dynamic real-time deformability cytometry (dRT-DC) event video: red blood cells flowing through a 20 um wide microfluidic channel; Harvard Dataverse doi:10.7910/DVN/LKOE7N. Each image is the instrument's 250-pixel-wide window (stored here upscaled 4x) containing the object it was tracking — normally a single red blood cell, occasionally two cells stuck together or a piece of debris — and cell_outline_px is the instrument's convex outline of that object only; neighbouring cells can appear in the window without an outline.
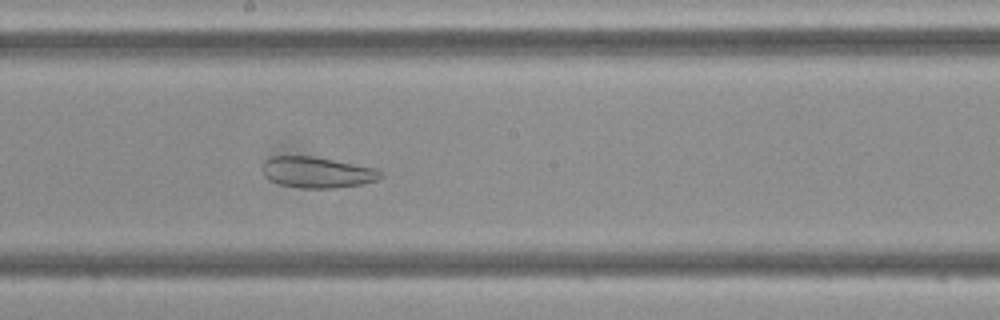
{"species": "Egyptian fruit bat (a non-hibernating species)", "species_latin": "Rousettus aegyptiacus", "temperature_condition": "cold", "stored_images_in_passage": 48, "camera_frame_rate_fps": 3000, "um_per_image_px": 0.085, "frame": {"image": 1, "passage_image": 26, "time_ms": 8.333, "image_size_px": [1000, 320], "cell_outline_px": [[384, 176], [380, 180], [360, 184], [336, 188], [300, 188], [280, 184], [264, 176], [264, 160], [272, 156], [316, 156], [376, 168]], "centroid_in_image_um": [27.0, 14.64], "position_along_channel_um": 221.2, "area_um2": 21.39}}
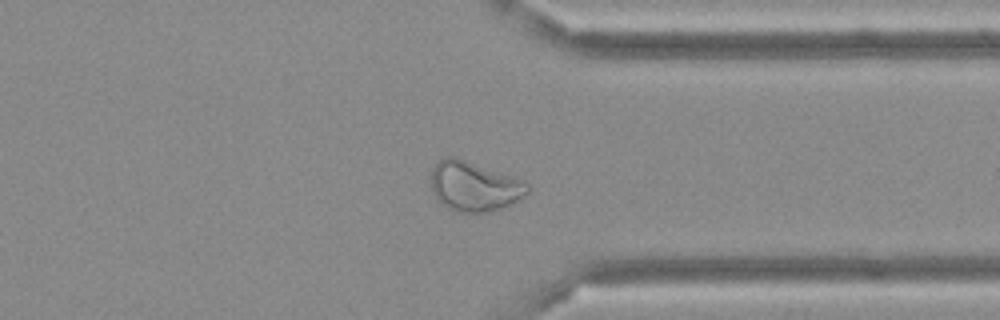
{"frame": {"image": 2, "passage_image": 37, "time_ms": 12.0, "image_size_px": [1000, 320], "cell_outline_px": [[532, 188], [528, 192], [504, 208], [488, 212], [456, 212], [440, 204], [432, 192], [432, 168], [444, 156], [456, 156], [524, 180]], "centroid_in_image_um": [40.3, 15.83], "position_along_channel_um": 371.1, "area_um2": 28.21}}
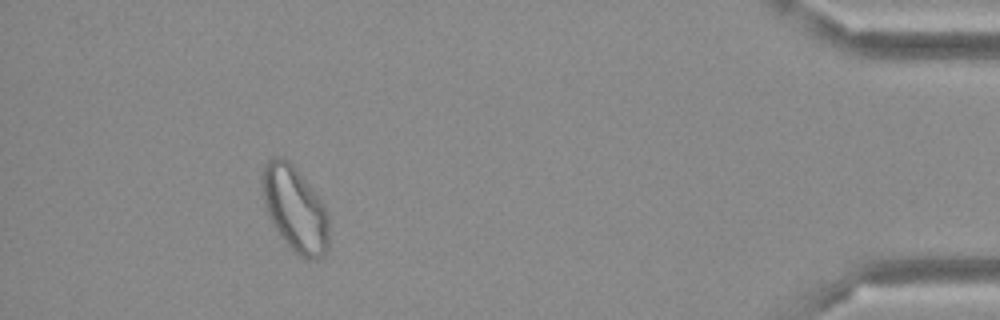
{"frame": {"image": 3, "passage_image": 44, "time_ms": 14.333, "image_size_px": [1000, 320], "cell_outline_px": [[328, 248], [316, 260], [304, 260], [292, 252], [280, 236], [272, 224], [268, 216], [260, 184], [260, 180], [264, 164], [272, 156], [284, 156], [296, 168], [324, 204], [328, 212]], "centroid_in_image_um": [25.04, 17.76], "position_along_channel_um": 410.2, "area_um2": 33.7}}